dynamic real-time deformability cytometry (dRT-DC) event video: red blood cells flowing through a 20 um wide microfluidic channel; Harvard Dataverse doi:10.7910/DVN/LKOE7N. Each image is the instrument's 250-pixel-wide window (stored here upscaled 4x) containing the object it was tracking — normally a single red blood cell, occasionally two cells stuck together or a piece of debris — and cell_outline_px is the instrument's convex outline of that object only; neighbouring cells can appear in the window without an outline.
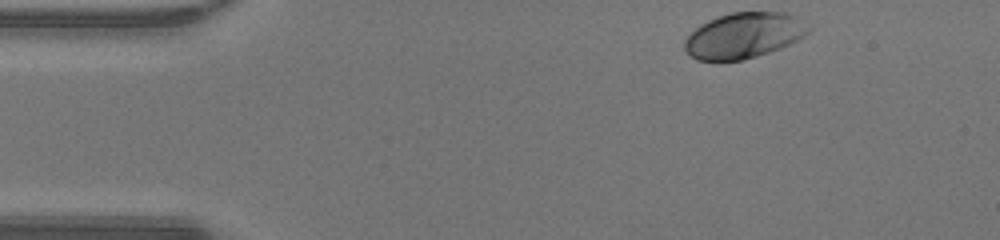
{"species": "human", "species_latin": "Homo sapiens", "temperature_condition": "warm", "stored_images_in_passage": 42, "camera_frame_rate_fps": 3000, "um_per_image_px": 0.085, "donor": {"sex": "male"}, "frame": {"image": 1, "passage_image": 1, "time_ms": 0.0, "image_size_px": [1000, 240], "cell_outline_px": [[812, 28], [804, 36], [780, 48], [744, 60], [696, 60], [684, 48], [684, 40], [700, 24], [708, 20], [732, 12], [784, 12], [796, 16], [812, 24]], "centroid_in_image_um": [63.27, 3.0], "position_along_channel_um": 21.7, "area_um2": 32.89}}
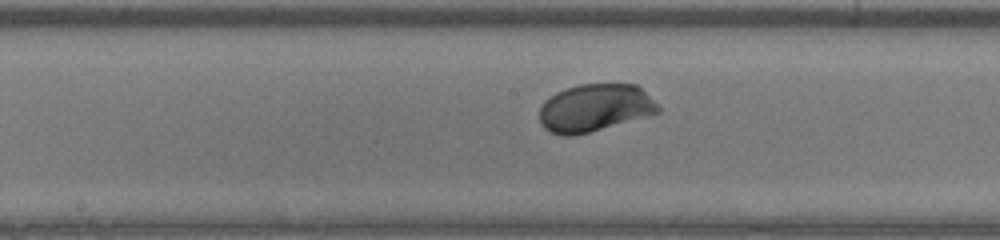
{"frame": {"image": 2, "passage_image": 19, "time_ms": 6.0, "image_size_px": [1000, 240], "cell_outline_px": [[660, 112], [588, 132], [572, 136], [560, 136], [548, 132], [540, 124], [540, 108], [544, 100], [556, 92], [580, 84], [636, 84], [660, 108]], "centroid_in_image_um": [50.49, 9.18], "position_along_channel_um": 197.7, "area_um2": 32.54}}
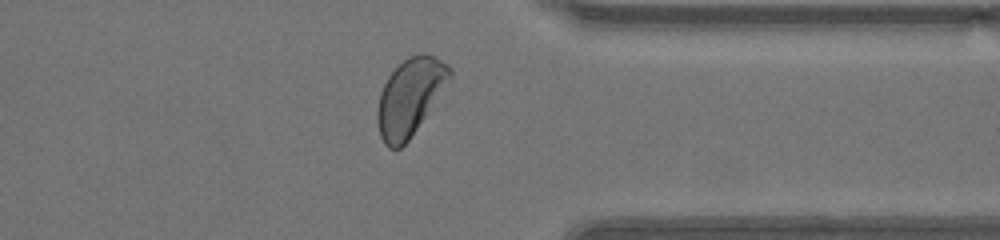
{"frame": {"image": 3, "passage_image": 32, "time_ms": 10.333, "image_size_px": [1000, 240], "cell_outline_px": [[452, 76], [408, 140], [400, 148], [388, 148], [384, 144], [380, 136], [376, 120], [376, 112], [380, 92], [388, 76], [408, 56], [424, 52], [436, 56], [448, 64], [452, 68]], "centroid_in_image_um": [34.82, 8.21], "position_along_channel_um": 376.6, "area_um2": 32.08}, "authors_computed_cell_mechanics": {"area_um2": 32.9171, "velocity_mm_per_s": 4.2908, "shape_relaxation_time_tau1_ms": 1.0739, "shape_relaxation_time_tau2_ms": null, "deformation_change_tau1": 0.104, "deformation_change_tau2": null}}